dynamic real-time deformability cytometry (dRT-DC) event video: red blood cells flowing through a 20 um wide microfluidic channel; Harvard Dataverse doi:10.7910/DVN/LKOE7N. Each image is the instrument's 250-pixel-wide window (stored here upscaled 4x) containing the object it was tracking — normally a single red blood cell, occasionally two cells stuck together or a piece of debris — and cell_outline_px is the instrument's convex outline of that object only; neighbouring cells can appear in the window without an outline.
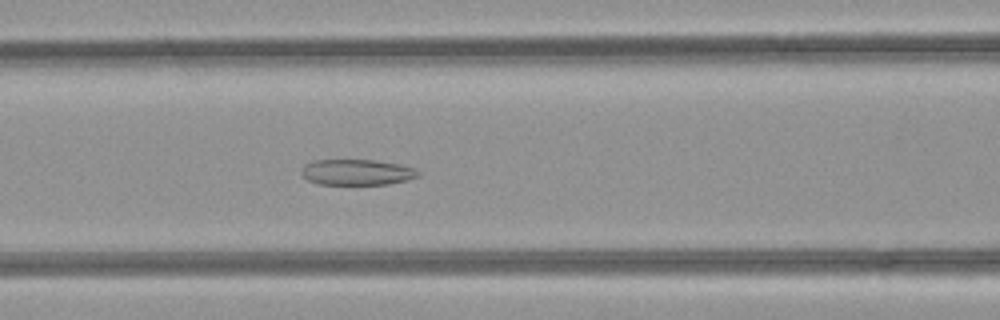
{"species": "common noctule bat (a hibernating species)", "species_latin": "Nyctalus noctula", "temperature_condition": "room temperature", "stored_images_in_passage": 44, "camera_frame_rate_fps": 3000, "um_per_image_px": 0.085, "animal": {"sex": "female", "body_mass_g": 21.9}, "frame": {"image": 1, "passage_image": 15, "time_ms": 4.667, "image_size_px": [1000, 320], "cell_outline_px": [[420, 176], [408, 180], [388, 184], [316, 184], [308, 180], [300, 172], [300, 168], [304, 164], [312, 160], [372, 160], [400, 164], [412, 168], [420, 172]], "centroid_in_image_um": [30.3, 14.64], "position_along_channel_um": 136.3, "area_um2": 17.63}}
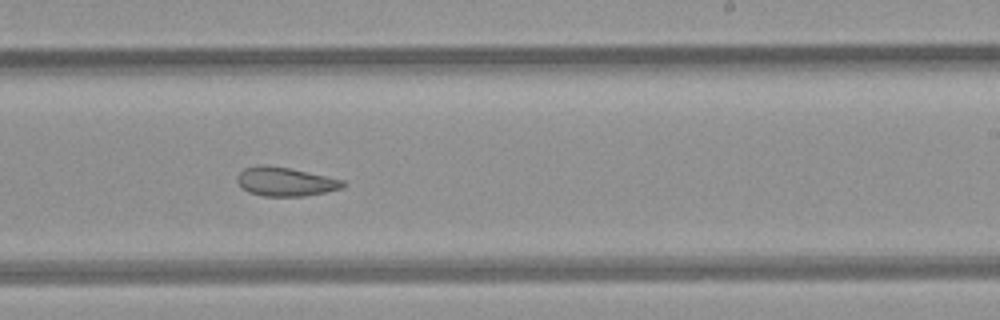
{"frame": {"image": 2, "passage_image": 24, "time_ms": 7.667, "image_size_px": [1000, 320], "cell_outline_px": [[344, 184], [340, 188], [324, 192], [304, 196], [264, 196], [248, 192], [236, 180], [236, 176], [244, 168], [256, 164], [264, 164], [288, 168], [344, 180]], "centroid_in_image_um": [24.19, 15.43], "position_along_channel_um": 264.8, "area_um2": 17.57}}
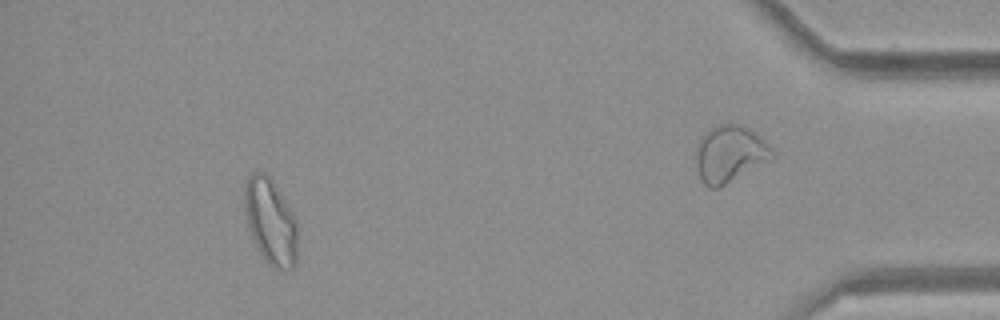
{"frame": {"image": 3, "passage_image": 39, "time_ms": 12.667, "image_size_px": [1000, 320], "cell_outline_px": [[296, 264], [292, 268], [276, 268], [268, 264], [260, 252], [252, 236], [248, 224], [244, 204], [244, 184], [248, 176], [252, 172], [260, 172], [268, 176], [272, 180], [292, 212], [296, 220]], "centroid_in_image_um": [22.98, 18.8], "position_along_channel_um": 412.2, "area_um2": 25.95}, "authors_computed_cell_mechanics": {"area_um2": 21.8773, "velocity_mm_per_s": 4.2911, "shape_relaxation_time_tau1_ms": null, "shape_relaxation_time_tau2_ms": 3.5008, "deformation_change_tau1": null, "deformation_change_tau2": 0.1037}}